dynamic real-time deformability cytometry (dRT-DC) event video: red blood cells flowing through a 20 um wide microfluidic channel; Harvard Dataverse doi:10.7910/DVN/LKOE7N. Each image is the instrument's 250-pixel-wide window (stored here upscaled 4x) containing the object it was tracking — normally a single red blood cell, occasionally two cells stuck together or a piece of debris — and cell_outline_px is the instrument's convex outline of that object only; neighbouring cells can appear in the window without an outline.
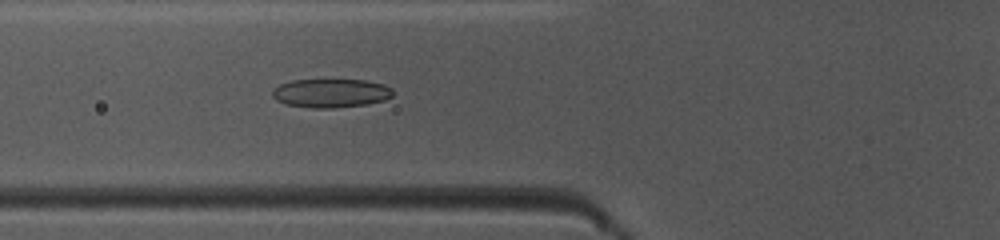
{"species": "common noctule bat (a hibernating species)", "species_latin": "Nyctalus noctula", "temperature_condition": "warm", "stored_images_in_passage": 31, "camera_frame_rate_fps": 3000, "um_per_image_px": 0.085, "animal": {"sex": "female", "body_mass_g": 10.0, "forearm_length_mm": 53.1}, "frame": {"image": 1, "passage_image": 4, "time_ms": 1.0, "image_size_px": [1000, 240], "cell_outline_px": [[392, 96], [384, 100], [368, 104], [332, 108], [312, 108], [284, 104], [276, 100], [272, 96], [272, 88], [280, 84], [292, 80], [364, 80], [384, 84], [392, 88]], "centroid_in_image_um": [28.09, 7.92], "position_along_channel_um": 97.7, "area_um2": 20.29}}
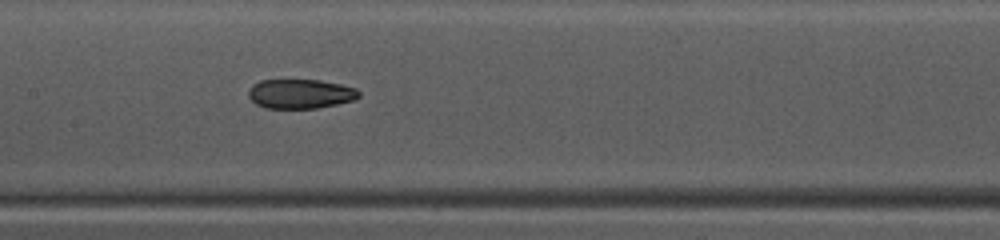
{"frame": {"image": 2, "passage_image": 10, "time_ms": 3.0, "image_size_px": [1000, 240], "cell_outline_px": [[360, 96], [356, 100], [316, 108], [264, 108], [256, 104], [248, 96], [248, 92], [252, 84], [260, 80], [320, 80], [340, 84], [356, 88], [360, 92]], "centroid_in_image_um": [25.54, 7.97], "position_along_channel_um": 181.9, "area_um2": 19.02}}
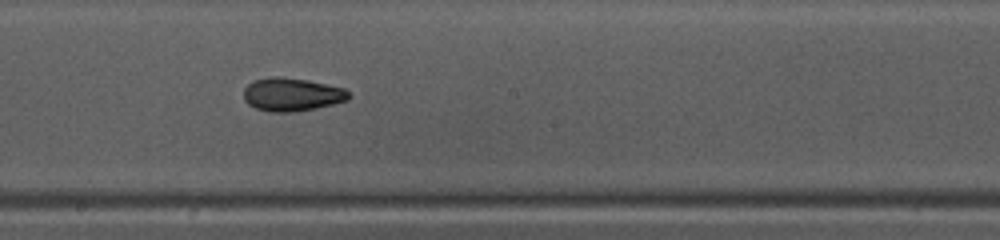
{"frame": {"image": 3, "passage_image": 13, "time_ms": 4.0, "image_size_px": [1000, 240], "cell_outline_px": [[352, 96], [348, 100], [316, 108], [292, 112], [268, 112], [256, 108], [248, 104], [244, 100], [244, 88], [252, 80], [272, 76], [276, 76], [308, 80], [344, 88]], "centroid_in_image_um": [24.79, 8.03], "position_along_channel_um": 223.4, "area_um2": 20.46}, "authors_computed_cell_mechanics": {"area_um2": 20.4612, "velocity_mm_per_s": 4.1774, "shape_relaxation_time_tau1_ms": null, "shape_relaxation_time_tau2_ms": 1.899, "deformation_change_tau1": null, "deformation_change_tau2": 0.0743}}